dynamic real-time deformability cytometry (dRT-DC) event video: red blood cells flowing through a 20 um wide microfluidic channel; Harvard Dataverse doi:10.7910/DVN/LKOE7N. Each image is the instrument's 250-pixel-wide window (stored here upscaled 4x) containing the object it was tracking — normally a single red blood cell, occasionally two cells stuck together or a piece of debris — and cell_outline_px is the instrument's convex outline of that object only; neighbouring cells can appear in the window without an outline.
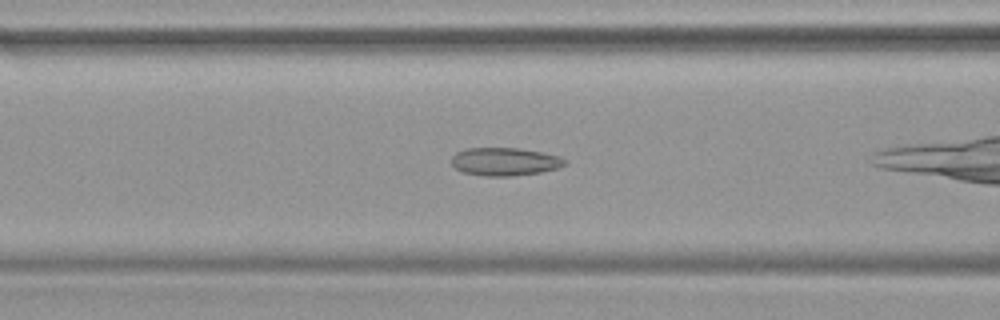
{"species": "common noctule bat (a hibernating species)", "species_latin": "Nyctalus noctula", "temperature_condition": "warm", "stored_images_in_passage": 42, "camera_frame_rate_fps": 3000, "um_per_image_px": 0.085, "animal": {"sex": "female", "body_mass_g": 19.9}, "frame": {"image": 1, "passage_image": 13, "time_ms": 4.0, "image_size_px": [1000, 320], "cell_outline_px": [[568, 164], [560, 168], [540, 172], [512, 176], [484, 176], [460, 172], [452, 164], [452, 156], [456, 152], [468, 148], [520, 148], [560, 156], [568, 160]], "centroid_in_image_um": [42.94, 13.74], "position_along_channel_um": 123.7, "area_um2": 18.73}}
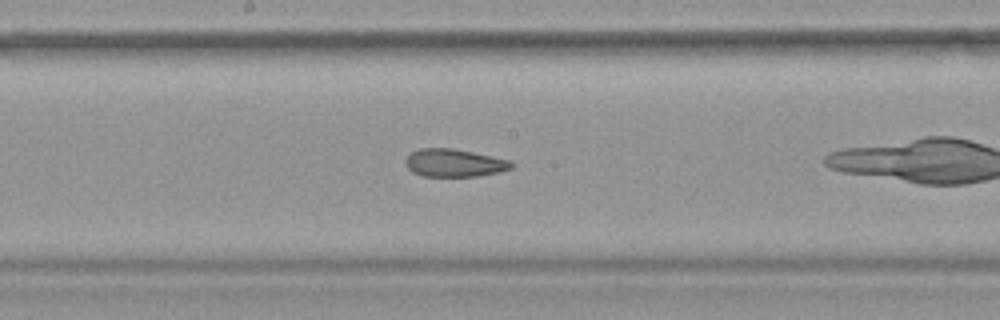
{"frame": {"image": 2, "passage_image": 19, "time_ms": 6.0, "image_size_px": [1000, 320], "cell_outline_px": [[516, 164], [512, 168], [500, 172], [476, 176], [424, 176], [412, 172], [408, 168], [404, 160], [412, 152], [420, 148], [452, 148], [512, 160]], "centroid_in_image_um": [38.65, 13.85], "position_along_channel_um": 209.6, "area_um2": 17.22}}